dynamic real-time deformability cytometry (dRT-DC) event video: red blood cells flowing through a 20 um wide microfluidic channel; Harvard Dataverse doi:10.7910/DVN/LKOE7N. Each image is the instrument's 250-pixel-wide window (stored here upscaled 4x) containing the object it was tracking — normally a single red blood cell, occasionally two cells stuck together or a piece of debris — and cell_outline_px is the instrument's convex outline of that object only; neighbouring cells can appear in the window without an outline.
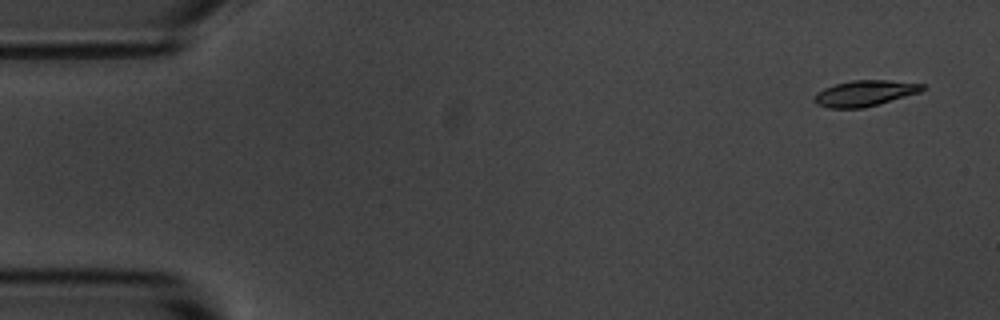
{"species": "common noctule bat (a hibernating species)", "species_latin": "Nyctalus noctula", "temperature_condition": "room temperature", "stored_images_in_passage": 7, "camera_frame_rate_fps": 3000, "um_per_image_px": 0.085, "animal": {"sex": "male", "body_mass_g": 20.1, "forearm_length_mm": 53.5}, "frame": {"image": 1, "passage_image": 1, "time_ms": 0.0, "image_size_px": [1000, 320], "cell_outline_px": [[928, 88], [920, 92], [864, 108], [828, 108], [816, 104], [812, 100], [816, 92], [824, 88], [836, 84], [852, 80], [888, 80], [924, 84]], "centroid_in_image_um": [73.49, 7.93], "position_along_channel_um": 11.5, "area_um2": 16.36}}
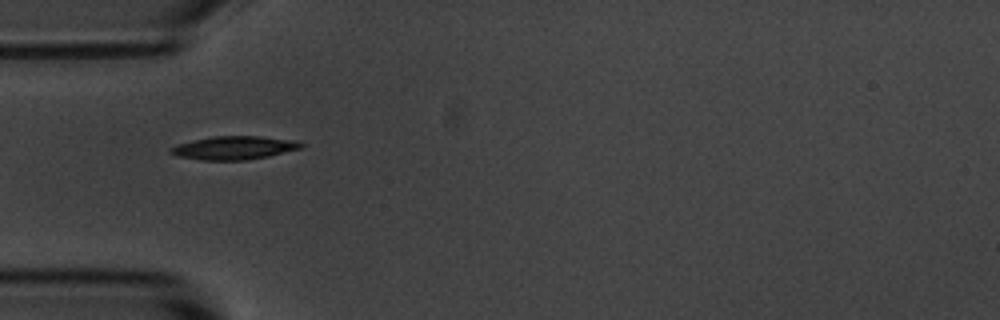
{"frame": {"image": 2, "passage_image": 5, "time_ms": 4.667, "image_size_px": [1000, 320], "cell_outline_px": [[304, 148], [268, 156], [248, 160], [200, 160], [176, 156], [168, 152], [168, 148], [176, 144], [192, 140], [212, 136], [260, 136], [296, 140], [304, 144]], "centroid_in_image_um": [19.87, 12.56], "position_along_channel_um": 65.1, "area_um2": 18.09}}
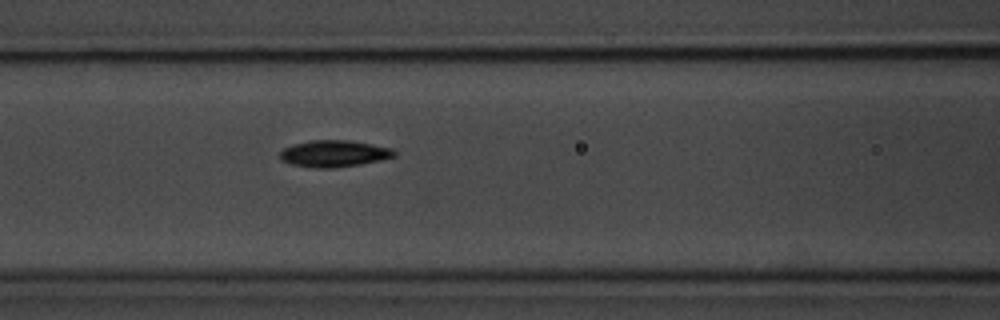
{"frame": {"image": 3, "passage_image": 7, "time_ms": 6.667, "image_size_px": [1000, 320], "cell_outline_px": [[396, 156], [380, 160], [360, 164], [336, 168], [312, 168], [292, 164], [280, 160], [280, 152], [284, 148], [292, 144], [312, 140], [348, 140], [372, 144], [392, 148], [396, 152]], "centroid_in_image_um": [28.39, 13.06], "position_along_channel_um": 138.2, "area_um2": 17.86}}